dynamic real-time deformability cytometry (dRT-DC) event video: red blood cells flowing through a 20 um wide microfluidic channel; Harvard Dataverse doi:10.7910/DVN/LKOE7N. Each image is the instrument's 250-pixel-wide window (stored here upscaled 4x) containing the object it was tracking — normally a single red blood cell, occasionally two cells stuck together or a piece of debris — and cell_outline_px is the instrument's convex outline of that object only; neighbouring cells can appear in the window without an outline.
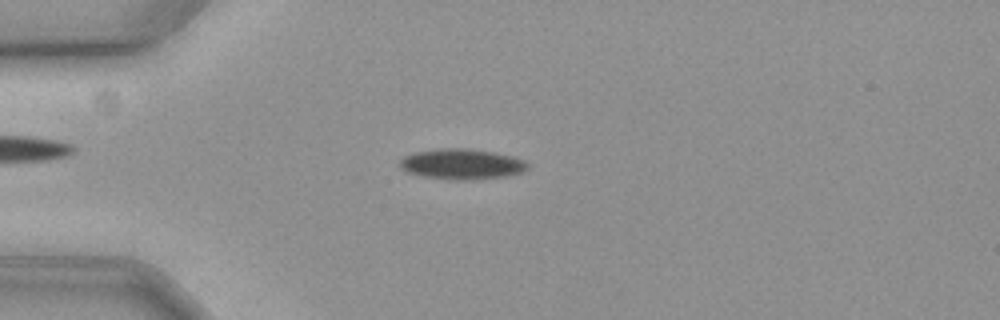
{"species": "common noctule bat (a hibernating species)", "species_latin": "Nyctalus noctula", "temperature_condition": "cold", "stored_images_in_passage": 50, "camera_frame_rate_fps": 3000, "um_per_image_px": 0.085, "animal": {"sex": "female", "body_mass_g": 19.3, "forearm_length_mm": 54.1}, "frame": {"image": 1, "passage_image": 7, "time_ms": 2.0, "image_size_px": [1000, 320], "cell_outline_px": [[528, 168], [524, 172], [508, 176], [464, 180], [452, 180], [424, 176], [404, 172], [400, 168], [400, 160], [404, 156], [416, 152], [440, 148], [464, 148], [492, 152], [512, 156], [524, 160], [528, 164]], "centroid_in_image_um": [39.25, 13.95], "position_along_channel_um": 45.8, "area_um2": 22.72}}
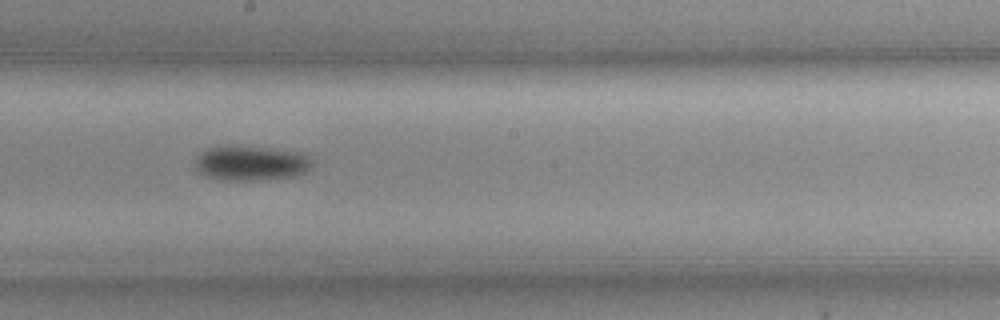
{"frame": {"image": 2, "passage_image": 24, "time_ms": 7.667, "image_size_px": [1000, 320], "cell_outline_px": [[312, 164], [304, 172], [292, 176], [248, 180], [232, 180], [208, 176], [200, 172], [196, 168], [196, 156], [200, 152], [216, 144], [264, 148], [308, 152], [312, 160]], "centroid_in_image_um": [21.33, 13.82], "position_along_channel_um": 226.9, "area_um2": 23.64}}
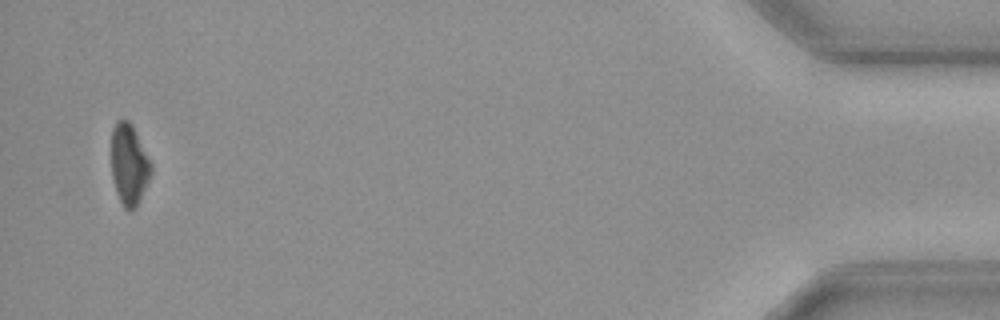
{"frame": {"image": 3, "passage_image": 48, "time_ms": 15.667, "image_size_px": [1000, 320], "cell_outline_px": [[152, 172], [140, 200], [136, 208], [132, 212], [128, 212], [124, 208], [116, 192], [112, 176], [112, 128], [116, 120], [128, 120], [132, 124], [152, 164]], "centroid_in_image_um": [10.98, 14.01], "position_along_channel_um": 424.2, "area_um2": 18.84}, "authors_computed_cell_mechanics": {"area_um2": 21.8773, "velocity_mm_per_s": 3.5679, "shape_relaxation_time_tau1_ms": 3.8058, "shape_relaxation_time_tau2_ms": null, "deformation_change_tau1": 0.0866, "deformation_change_tau2": null}}